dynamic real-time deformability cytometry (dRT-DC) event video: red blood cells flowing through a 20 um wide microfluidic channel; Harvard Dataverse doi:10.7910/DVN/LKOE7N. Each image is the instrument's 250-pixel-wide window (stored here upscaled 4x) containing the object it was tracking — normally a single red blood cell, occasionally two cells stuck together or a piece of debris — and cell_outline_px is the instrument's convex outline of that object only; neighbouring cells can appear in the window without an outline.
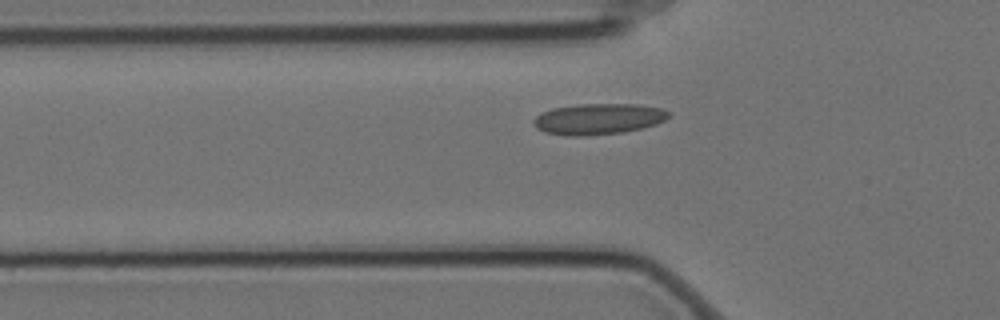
{"species": "Egyptian fruit bat (a non-hibernating species)", "species_latin": "Rousettus aegyptiacus", "temperature_condition": "cold", "stored_images_in_passage": 4, "camera_frame_rate_fps": 3000, "um_per_image_px": 0.085, "animal": {"sex": "female"}, "frame": {"image": 1, "passage_image": 4, "time_ms": 1.0, "image_size_px": [1000, 320], "cell_outline_px": [[672, 112], [664, 120], [656, 124], [640, 128], [620, 132], [584, 136], [568, 136], [544, 132], [536, 128], [532, 124], [532, 120], [540, 112], [552, 108], [576, 104], [636, 104], [660, 108]], "centroid_in_image_um": [50.79, 10.1], "position_along_channel_um": 75.0, "area_um2": 24.45}}